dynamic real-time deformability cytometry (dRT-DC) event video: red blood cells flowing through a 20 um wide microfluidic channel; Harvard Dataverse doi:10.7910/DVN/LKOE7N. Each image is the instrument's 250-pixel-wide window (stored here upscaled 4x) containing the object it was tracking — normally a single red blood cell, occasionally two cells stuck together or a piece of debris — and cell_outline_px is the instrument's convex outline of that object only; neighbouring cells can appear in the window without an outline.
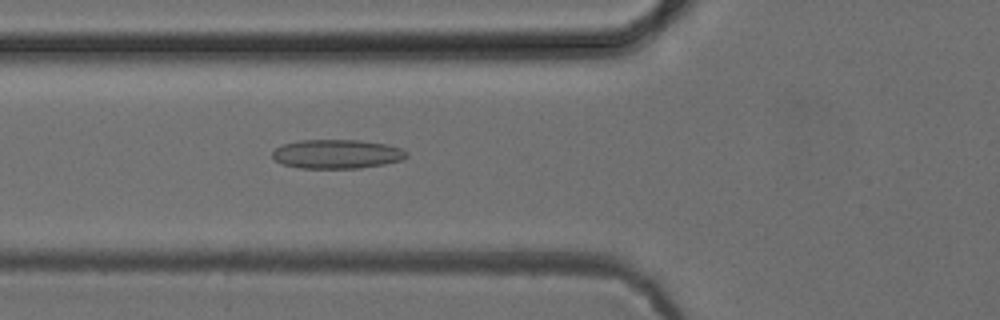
{"species": "common noctule bat (a hibernating species)", "species_latin": "Nyctalus noctula", "temperature_condition": "cold", "stored_images_in_passage": 52, "camera_frame_rate_fps": 3000, "um_per_image_px": 0.085, "animal": {"sex": "female", "body_mass_g": 24.6, "forearm_length_mm": 56.2}, "frame": {"image": 1, "passage_image": 19, "time_ms": 6.0, "image_size_px": [1000, 320], "cell_outline_px": [[408, 156], [400, 160], [384, 164], [360, 168], [300, 168], [284, 164], [276, 160], [272, 156], [272, 152], [276, 148], [284, 144], [300, 140], [360, 140], [384, 144], [400, 148], [408, 152]], "centroid_in_image_um": [28.64, 13.09], "position_along_channel_um": 97.2, "area_um2": 22.54}}
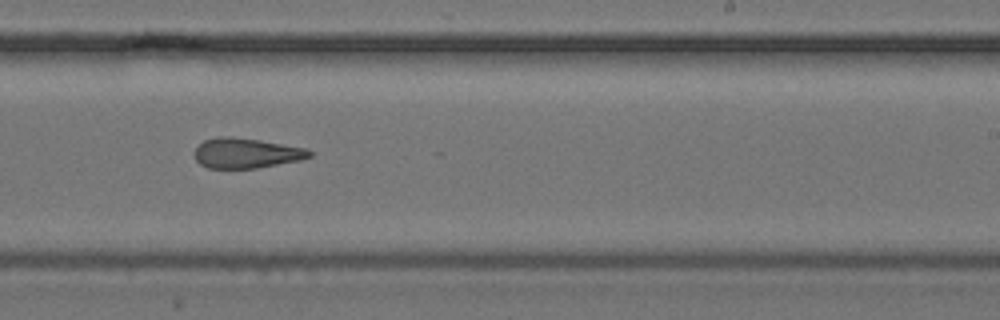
{"frame": {"image": 2, "passage_image": 32, "time_ms": 10.333, "image_size_px": [1000, 320], "cell_outline_px": [[312, 156], [300, 160], [256, 168], [208, 168], [200, 164], [196, 160], [196, 148], [204, 140], [220, 136], [232, 136], [260, 140], [308, 148], [312, 152]], "centroid_in_image_um": [20.96, 13.01], "position_along_channel_um": 268.0, "area_um2": 20.11}}
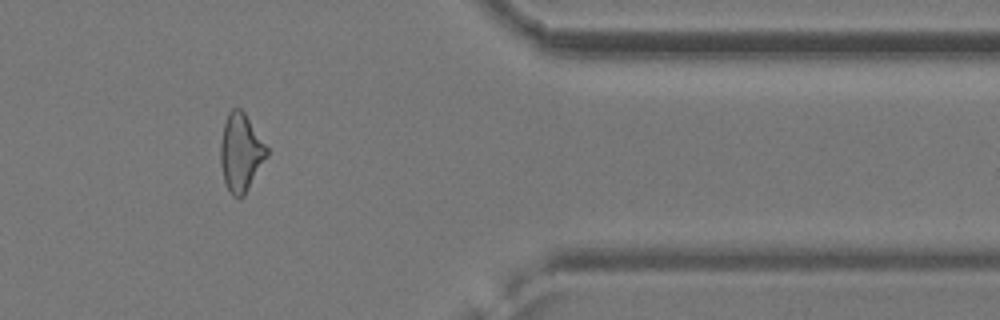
{"frame": {"image": 3, "passage_image": 43, "time_ms": 14.0, "image_size_px": [1000, 320], "cell_outline_px": [[268, 156], [244, 196], [240, 200], [232, 196], [228, 192], [224, 180], [220, 164], [220, 144], [224, 124], [228, 112], [232, 108], [240, 108], [244, 112], [268, 148]], "centroid_in_image_um": [20.46, 13.01], "position_along_channel_um": 390.9, "area_um2": 21.21}, "authors_computed_cell_mechanics": {"area_um2": 21.8773, "velocity_mm_per_s": 3.9378, "shape_relaxation_time_tau1_ms": null, "shape_relaxation_time_tau2_ms": 4.0441, "deformation_change_tau1": null, "deformation_change_tau2": 0.1426}}